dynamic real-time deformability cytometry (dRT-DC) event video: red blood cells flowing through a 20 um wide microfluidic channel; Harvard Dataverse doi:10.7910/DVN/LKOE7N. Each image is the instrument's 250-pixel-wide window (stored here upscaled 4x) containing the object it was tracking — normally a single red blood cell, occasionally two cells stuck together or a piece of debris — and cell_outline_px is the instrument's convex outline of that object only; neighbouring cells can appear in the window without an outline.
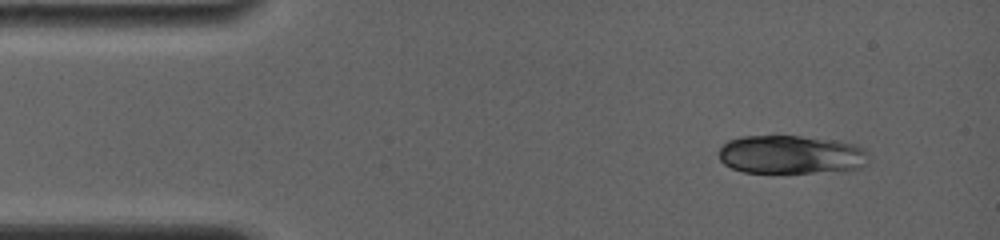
{"species": "common noctule bat (a hibernating species)", "species_latin": "Nyctalus noctula", "temperature_condition": "room temperature", "stored_images_in_passage": 12, "camera_frame_rate_fps": 4000, "um_per_image_px": 0.085, "animal": {"sex": "female", "body_mass_g": 19.0, "forearm_length_mm": 56.7}, "frame": {"image": 1, "passage_image": 5, "time_ms": 1.25, "image_size_px": [1000, 240], "cell_outline_px": [[868, 164], [860, 168], [812, 172], [744, 172], [732, 168], [724, 164], [720, 160], [720, 148], [728, 140], [740, 136], [800, 136], [840, 140], [856, 144], [864, 148], [868, 152]], "centroid_in_image_um": [67.27, 13.12], "position_along_channel_um": 17.7, "area_um2": 33.76}}